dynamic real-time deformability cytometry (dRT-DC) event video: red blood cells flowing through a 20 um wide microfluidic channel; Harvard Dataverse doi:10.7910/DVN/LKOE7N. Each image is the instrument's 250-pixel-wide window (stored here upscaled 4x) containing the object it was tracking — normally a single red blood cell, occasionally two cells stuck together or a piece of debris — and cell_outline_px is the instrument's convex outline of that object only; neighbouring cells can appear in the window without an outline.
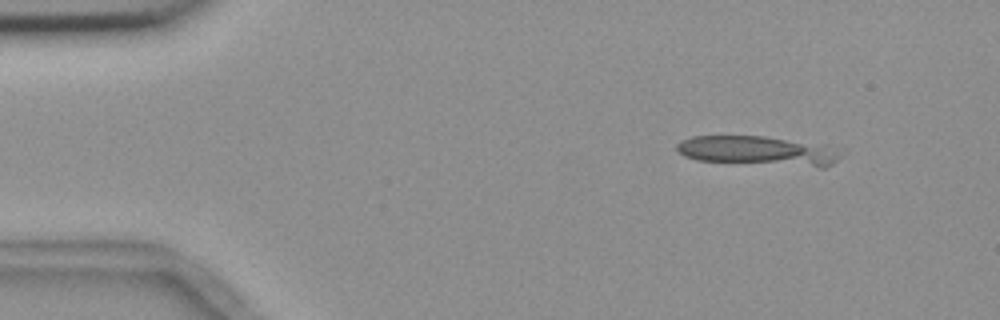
{"species": "common noctule bat (a hibernating species)", "species_latin": "Nyctalus noctula", "temperature_condition": "room temperature", "stored_images_in_passage": 5, "camera_frame_rate_fps": 3000, "um_per_image_px": 0.085, "animal": {"sex": "female", "body_mass_g": 18.4}, "frame": {"image": 1, "passage_image": 2, "time_ms": 1.333, "image_size_px": [1000, 320], "cell_outline_px": [[848, 152], [832, 164], [824, 168], [820, 168], [696, 160], [684, 156], [676, 148], [676, 144], [680, 140], [692, 136], [764, 136], [828, 144]], "centroid_in_image_um": [64.59, 12.83], "position_along_channel_um": 20.4, "area_um2": 29.19}}